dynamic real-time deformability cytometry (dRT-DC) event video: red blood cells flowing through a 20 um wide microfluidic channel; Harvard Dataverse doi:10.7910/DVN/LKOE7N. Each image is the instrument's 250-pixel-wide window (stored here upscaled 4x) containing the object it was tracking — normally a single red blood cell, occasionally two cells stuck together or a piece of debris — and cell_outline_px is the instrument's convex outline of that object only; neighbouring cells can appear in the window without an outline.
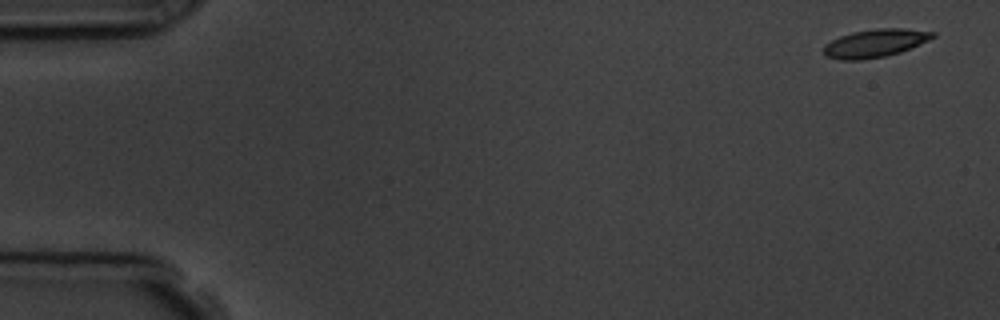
{"species": "common noctule bat (a hibernating species)", "species_latin": "Nyctalus noctula", "temperature_condition": "room temperature", "stored_images_in_passage": 6, "camera_frame_rate_fps": 3000, "um_per_image_px": 0.085, "animal": {"sex": "male", "body_mass_g": 19.5, "forearm_length_mm": 54.6}, "frame": {"image": 1, "passage_image": 1, "time_ms": 0.0, "image_size_px": [1000, 320], "cell_outline_px": [[936, 36], [928, 40], [900, 52], [884, 56], [860, 60], [840, 60], [828, 56], [824, 52], [824, 44], [840, 36], [852, 32], [876, 28], [904, 28], [936, 32]], "centroid_in_image_um": [74.39, 3.66], "position_along_channel_um": 10.6, "area_um2": 17.69}}
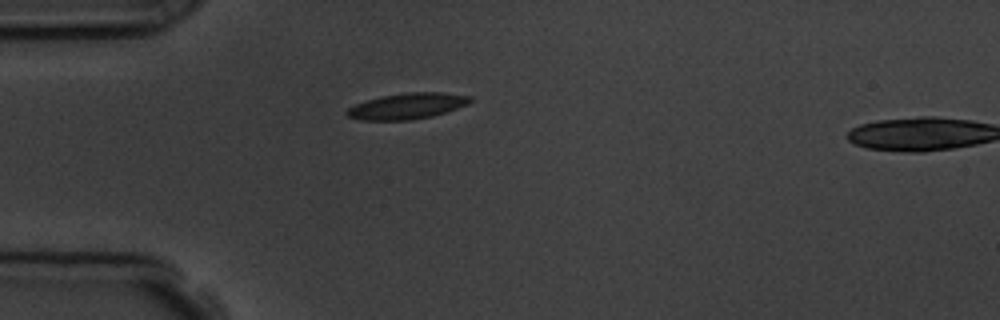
{"frame": {"image": 2, "passage_image": 5, "time_ms": 4.333, "image_size_px": [1000, 320], "cell_outline_px": [[472, 100], [468, 104], [432, 116], [412, 120], [360, 120], [348, 116], [344, 112], [348, 108], [356, 104], [380, 96], [408, 92], [444, 92], [472, 96]], "centroid_in_image_um": [34.62, 9.01], "position_along_channel_um": 50.4, "area_um2": 18.61}}